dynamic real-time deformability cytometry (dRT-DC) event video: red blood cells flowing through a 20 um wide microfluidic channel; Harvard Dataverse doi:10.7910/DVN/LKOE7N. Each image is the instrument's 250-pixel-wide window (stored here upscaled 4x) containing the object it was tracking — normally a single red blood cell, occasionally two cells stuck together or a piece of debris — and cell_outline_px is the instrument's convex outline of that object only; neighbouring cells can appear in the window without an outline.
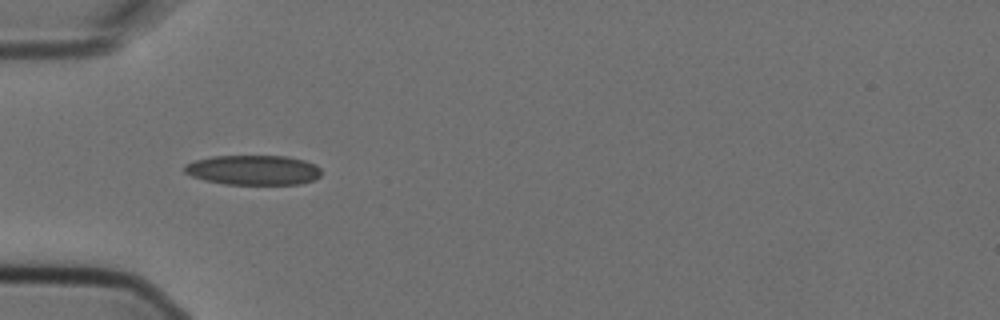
{"species": "Egyptian fruit bat (a non-hibernating species)", "species_latin": "Rousettus aegyptiacus", "temperature_condition": "cold", "stored_images_in_passage": 2, "camera_frame_rate_fps": 3000, "um_per_image_px": 0.085, "animal": {"sex": "female"}, "frame": {"image": 1, "passage_image": 1, "time_ms": 0.0, "image_size_px": [1000, 320], "cell_outline_px": [[320, 176], [312, 180], [300, 184], [224, 184], [204, 180], [192, 176], [184, 172], [184, 164], [196, 160], [212, 156], [288, 156], [304, 160], [320, 168]], "centroid_in_image_um": [21.5, 14.45], "position_along_channel_um": 63.5, "area_um2": 23.7}}
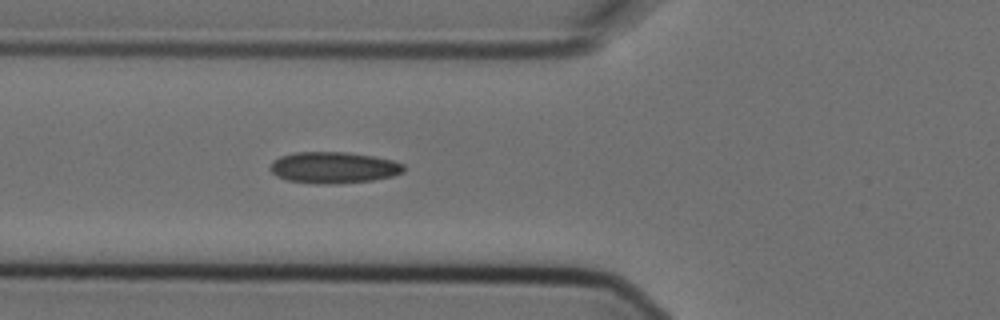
{"frame": {"image": 2, "passage_image": 2, "time_ms": 0.333, "image_size_px": [1000, 320], "cell_outline_px": [[404, 172], [392, 176], [372, 180], [336, 184], [316, 184], [288, 180], [276, 176], [268, 168], [272, 160], [280, 156], [296, 152], [348, 152], [372, 156], [392, 160], [404, 164]], "centroid_in_image_um": [28.33, 14.24], "position_along_channel_um": 97.5, "area_um2": 24.57}}